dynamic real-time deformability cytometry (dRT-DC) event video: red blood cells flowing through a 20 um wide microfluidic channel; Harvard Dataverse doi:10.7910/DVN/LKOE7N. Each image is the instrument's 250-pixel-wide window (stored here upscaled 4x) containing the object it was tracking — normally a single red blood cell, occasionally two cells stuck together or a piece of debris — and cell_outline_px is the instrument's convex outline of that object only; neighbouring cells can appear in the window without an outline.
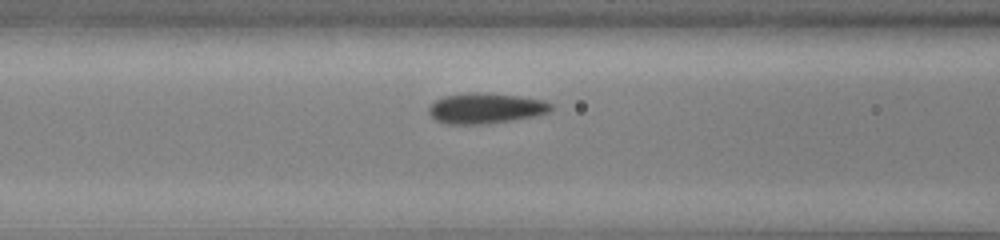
{"species": "common noctule bat (a hibernating species)", "species_latin": "Nyctalus noctula", "temperature_condition": "cold", "stored_images_in_passage": 16, "camera_frame_rate_fps": 3000, "um_per_image_px": 0.085, "animal": {"sex": "male", "body_mass_g": 13.0, "forearm_length_mm": 53.1}, "frame": {"image": 1, "passage_image": 14, "time_ms": 4.333, "image_size_px": [1000, 240], "cell_outline_px": [[552, 108], [548, 112], [536, 116], [512, 120], [484, 124], [448, 124], [436, 120], [428, 112], [428, 108], [436, 100], [444, 96], [472, 92], [480, 92], [516, 96], [544, 100], [552, 104]], "centroid_in_image_um": [41.28, 9.21], "position_along_channel_um": 125.3, "area_um2": 21.56}}